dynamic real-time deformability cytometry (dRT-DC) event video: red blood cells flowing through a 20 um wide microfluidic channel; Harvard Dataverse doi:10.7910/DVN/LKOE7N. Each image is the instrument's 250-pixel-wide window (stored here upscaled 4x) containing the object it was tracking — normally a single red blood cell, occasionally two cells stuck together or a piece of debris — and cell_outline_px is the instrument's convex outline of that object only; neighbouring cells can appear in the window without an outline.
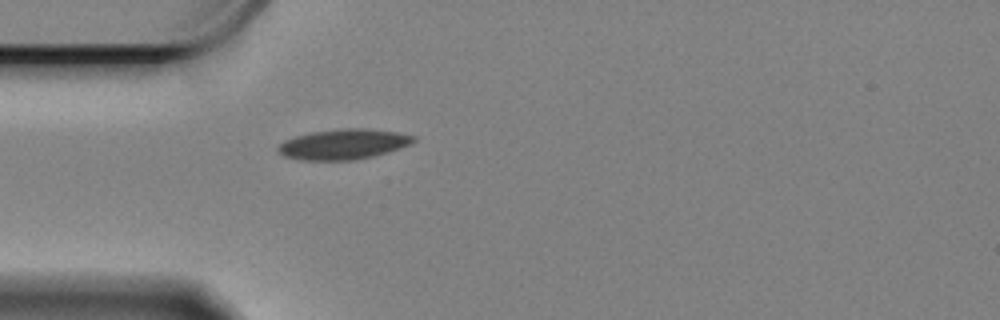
{"species": "Egyptian fruit bat (a non-hibernating species)", "species_latin": "Rousettus aegyptiacus", "temperature_condition": "cold", "stored_images_in_passage": 40, "camera_frame_rate_fps": 3000, "um_per_image_px": 0.085, "animal": {"sex": "female"}, "frame": {"image": 1, "passage_image": 1, "time_ms": 0.0, "image_size_px": [1000, 320], "cell_outline_px": [[416, 140], [412, 144], [388, 152], [356, 160], [300, 160], [284, 156], [276, 148], [284, 140], [308, 132], [340, 128], [368, 128], [396, 132], [416, 136]], "centroid_in_image_um": [29.2, 12.25], "position_along_channel_um": 55.8, "area_um2": 24.1}}
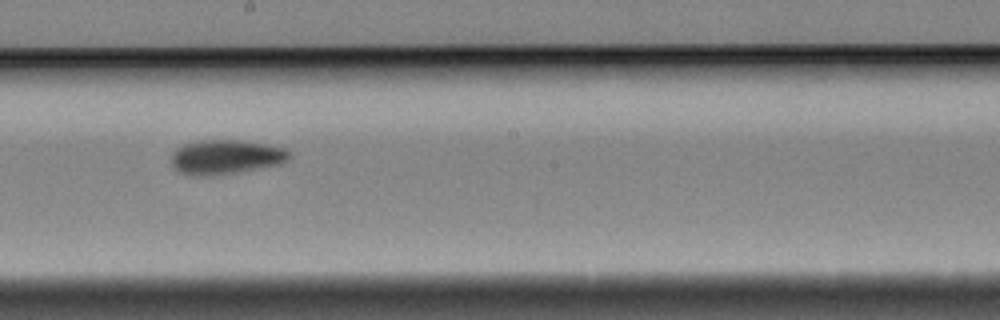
{"frame": {"image": 2, "passage_image": 17, "time_ms": 5.333, "image_size_px": [1000, 320], "cell_outline_px": [[292, 156], [288, 160], [280, 164], [236, 172], [180, 172], [172, 164], [172, 152], [176, 148], [184, 144], [196, 140], [240, 140], [268, 144], [288, 148], [292, 152]], "centroid_in_image_um": [19.32, 13.26], "position_along_channel_um": 228.9, "area_um2": 22.89}}
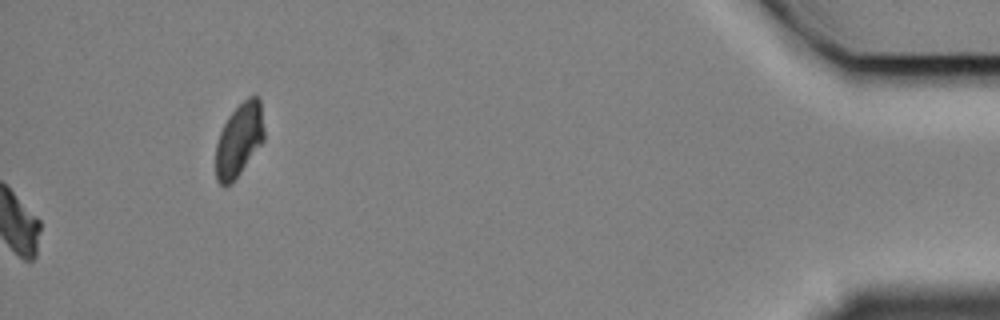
{"frame": {"image": 3, "passage_image": 40, "time_ms": 13.0, "image_size_px": [1000, 320], "cell_outline_px": [[264, 140], [240, 172], [228, 184], [220, 184], [216, 180], [216, 144], [220, 132], [228, 116], [248, 96], [256, 96], [260, 100], [264, 128]], "centroid_in_image_um": [20.33, 11.85], "position_along_channel_um": 414.9, "area_um2": 20.23}, "authors_computed_cell_mechanics": {"area_um2": 22.4553, "velocity_mm_per_s": 3.3059, "shape_relaxation_time_tau1_ms": 6.9216, "shape_relaxation_time_tau2_ms": 5.0015, "deformation_change_tau1": 0.142, "deformation_change_tau2": 0.0733}}